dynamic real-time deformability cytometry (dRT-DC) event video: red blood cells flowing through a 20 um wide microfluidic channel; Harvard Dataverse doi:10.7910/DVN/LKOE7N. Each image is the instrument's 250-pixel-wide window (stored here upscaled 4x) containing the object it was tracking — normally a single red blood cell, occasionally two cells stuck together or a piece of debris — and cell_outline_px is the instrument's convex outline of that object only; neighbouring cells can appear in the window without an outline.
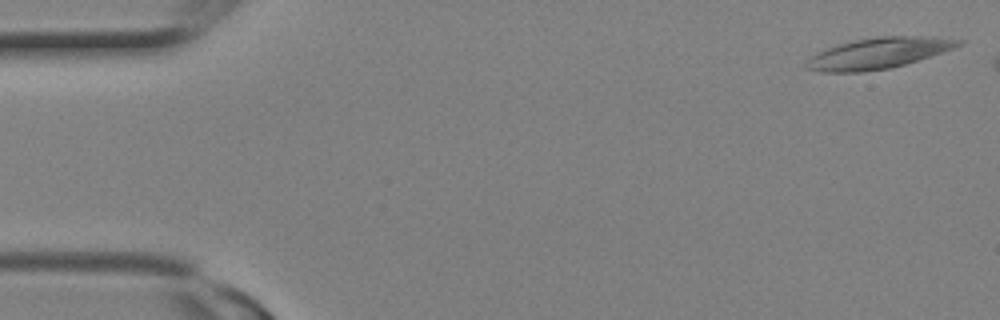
{"species": "Egyptian fruit bat (a non-hibernating species)", "species_latin": "Rousettus aegyptiacus", "temperature_condition": "room temperature", "stored_images_in_passage": 3, "camera_frame_rate_fps": 3000, "um_per_image_px": 0.085, "animal": {"sex": "female"}, "frame": {"image": 1, "passage_image": 1, "time_ms": 0.0, "image_size_px": [1000, 320], "cell_outline_px": [[964, 44], [892, 68], [864, 72], [820, 72], [804, 68], [804, 64], [816, 52], [852, 40], [876, 36], [924, 36], [964, 40]], "centroid_in_image_um": [74.6, 4.52], "position_along_channel_um": 10.4, "area_um2": 27.22}}